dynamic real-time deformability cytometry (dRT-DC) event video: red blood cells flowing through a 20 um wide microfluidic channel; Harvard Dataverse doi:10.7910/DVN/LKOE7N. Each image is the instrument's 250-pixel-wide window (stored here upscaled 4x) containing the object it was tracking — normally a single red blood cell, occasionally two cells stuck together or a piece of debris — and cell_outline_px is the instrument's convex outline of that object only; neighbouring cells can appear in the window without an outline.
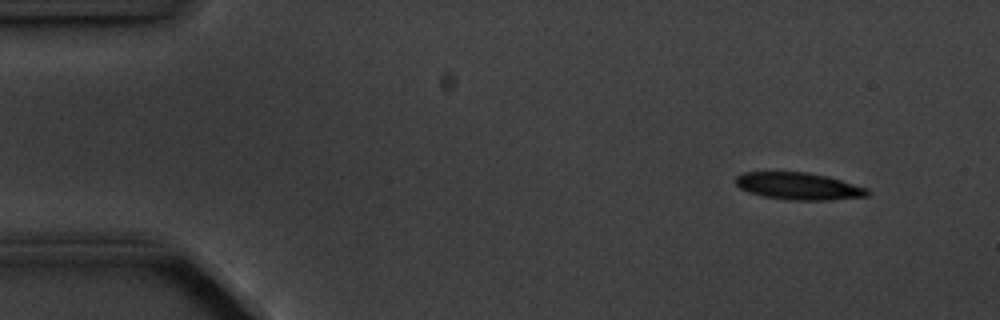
{"species": "common noctule bat (a hibernating species)", "species_latin": "Nyctalus noctula", "temperature_condition": "cold", "stored_images_in_passage": 5, "camera_frame_rate_fps": 3000, "um_per_image_px": 0.085, "animal": {"sex": "male", "body_mass_g": 20.1, "forearm_length_mm": 53.5}, "frame": {"image": 1, "passage_image": 2, "time_ms": 1.333, "image_size_px": [1000, 320], "cell_outline_px": [[868, 196], [832, 200], [788, 200], [764, 196], [748, 192], [740, 188], [736, 184], [736, 176], [744, 172], [808, 172], [828, 176], [868, 188]], "centroid_in_image_um": [67.89, 15.82], "position_along_channel_um": 17.1, "area_um2": 20.87}}
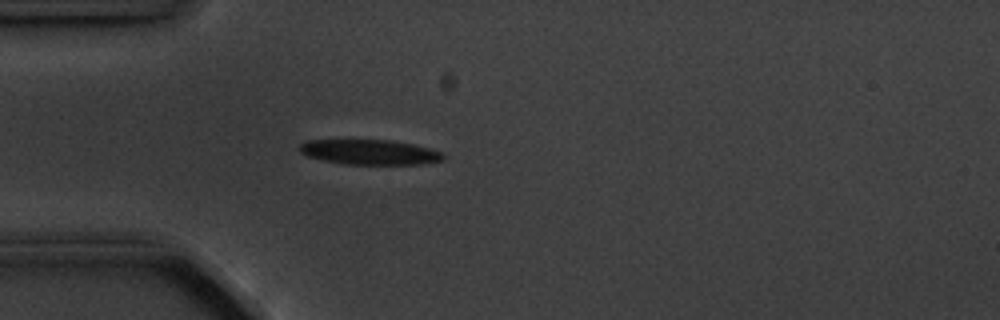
{"frame": {"image": 2, "passage_image": 5, "time_ms": 4.667, "image_size_px": [1000, 320], "cell_outline_px": [[444, 160], [420, 164], [344, 164], [324, 160], [308, 156], [300, 152], [300, 144], [308, 140], [392, 140], [412, 144], [444, 152]], "centroid_in_image_um": [31.45, 12.93], "position_along_channel_um": 53.5, "area_um2": 20.81}}